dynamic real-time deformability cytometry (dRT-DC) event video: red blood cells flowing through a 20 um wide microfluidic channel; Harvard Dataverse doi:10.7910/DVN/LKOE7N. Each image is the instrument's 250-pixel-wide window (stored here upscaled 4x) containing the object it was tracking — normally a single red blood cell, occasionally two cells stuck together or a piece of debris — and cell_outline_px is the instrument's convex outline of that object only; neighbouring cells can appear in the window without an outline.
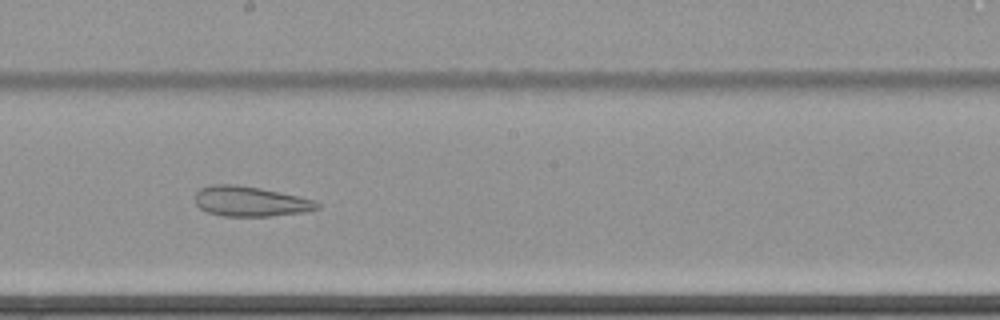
{"species": "common noctule bat (a hibernating species)", "species_latin": "Nyctalus noctula", "temperature_condition": "cold", "stored_images_in_passage": 65, "camera_frame_rate_fps": 3000, "um_per_image_px": 0.085, "animal": {"sex": "female", "body_mass_g": 22.7, "forearm_length_mm": 54.2}, "frame": {"image": 1, "passage_image": 40, "time_ms": 13.0, "image_size_px": [1000, 320], "cell_outline_px": [[320, 208], [304, 212], [268, 216], [224, 216], [208, 212], [200, 208], [196, 204], [196, 192], [200, 188], [208, 184], [236, 184], [260, 188], [300, 196], [312, 200], [320, 204]], "centroid_in_image_um": [21.26, 17.11], "position_along_channel_um": 226.9, "area_um2": 21.39}}
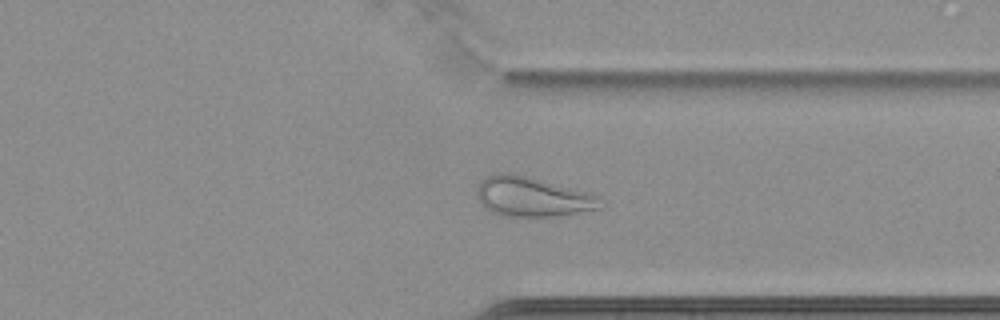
{"frame": {"image": 2, "passage_image": 52, "time_ms": 17.0, "image_size_px": [1000, 320], "cell_outline_px": [[604, 208], [560, 216], [512, 216], [492, 212], [484, 208], [476, 192], [480, 180], [496, 172], [508, 172], [528, 176], [592, 192], [600, 196]], "centroid_in_image_um": [45.32, 16.71], "position_along_channel_um": 366.1, "area_um2": 29.02}}
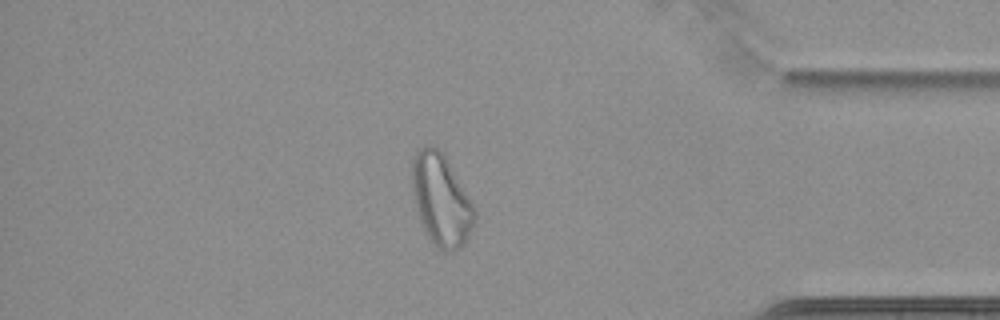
{"frame": {"image": 3, "passage_image": 57, "time_ms": 18.667, "image_size_px": [1000, 320], "cell_outline_px": [[476, 216], [472, 228], [468, 236], [460, 248], [448, 252], [440, 248], [428, 236], [420, 220], [412, 196], [412, 156], [424, 144], [432, 144], [444, 152], [472, 204], [476, 212]], "centroid_in_image_um": [37.47, 16.92], "position_along_channel_um": 397.7, "area_um2": 33.23}}